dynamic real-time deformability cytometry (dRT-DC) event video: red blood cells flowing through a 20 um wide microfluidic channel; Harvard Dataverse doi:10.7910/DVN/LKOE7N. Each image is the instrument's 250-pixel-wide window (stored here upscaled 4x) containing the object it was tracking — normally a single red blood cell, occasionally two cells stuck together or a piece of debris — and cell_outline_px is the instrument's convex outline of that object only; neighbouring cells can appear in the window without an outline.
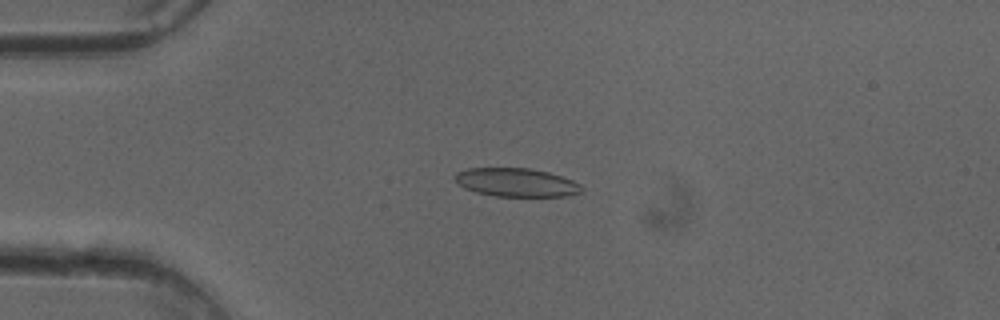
{"species": "common noctule bat (a hibernating species)", "species_latin": "Nyctalus noctula", "temperature_condition": "cold", "stored_images_in_passage": 50, "camera_frame_rate_fps": 3000, "um_per_image_px": 0.085, "animal": {"sex": "female"}, "frame": {"image": 1, "passage_image": 12, "time_ms": 3.667, "image_size_px": [1000, 320], "cell_outline_px": [[584, 192], [564, 196], [496, 196], [476, 192], [464, 188], [452, 176], [456, 172], [468, 168], [528, 168], [548, 172], [572, 180], [580, 184], [584, 188]], "centroid_in_image_um": [43.89, 15.5], "position_along_channel_um": 41.1, "area_um2": 21.04}}
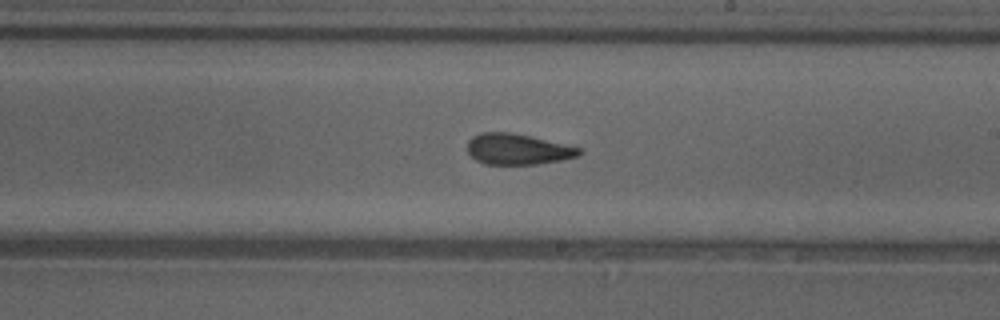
{"frame": {"image": 2, "passage_image": 29, "time_ms": 9.333, "image_size_px": [1000, 320], "cell_outline_px": [[584, 152], [580, 156], [560, 160], [536, 164], [484, 164], [476, 160], [468, 152], [468, 140], [472, 136], [480, 132], [512, 132], [580, 148]], "centroid_in_image_um": [43.99, 12.68], "position_along_channel_um": 245.0, "area_um2": 20.0}}
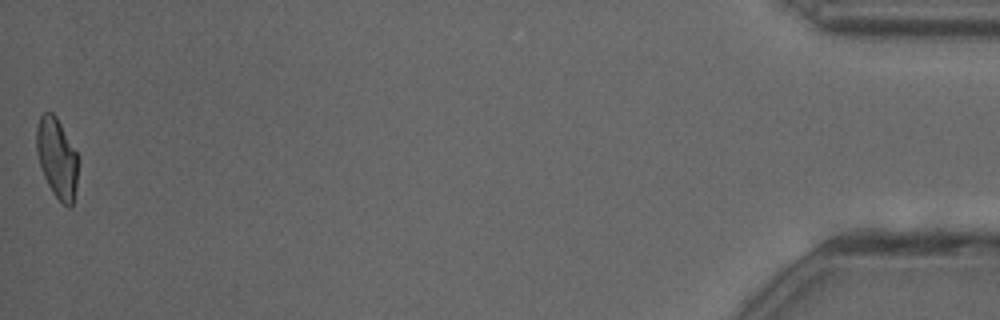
{"frame": {"image": 3, "passage_image": 50, "time_ms": 16.333, "image_size_px": [1000, 320], "cell_outline_px": [[76, 184], [72, 204], [68, 208], [52, 192], [44, 176], [40, 164], [36, 148], [36, 128], [40, 116], [44, 112], [52, 112], [56, 116], [76, 152]], "centroid_in_image_um": [4.81, 13.4], "position_along_channel_um": 430.4, "area_um2": 18.79}, "authors_computed_cell_mechanics": {"area_um2": 20.7502, "velocity_mm_per_s": 4.0775, "shape_relaxation_time_tau1_ms": 7.4716, "shape_relaxation_time_tau2_ms": 2.0109, "deformation_change_tau1": 0.1776, "deformation_change_tau2": 0.0878}}